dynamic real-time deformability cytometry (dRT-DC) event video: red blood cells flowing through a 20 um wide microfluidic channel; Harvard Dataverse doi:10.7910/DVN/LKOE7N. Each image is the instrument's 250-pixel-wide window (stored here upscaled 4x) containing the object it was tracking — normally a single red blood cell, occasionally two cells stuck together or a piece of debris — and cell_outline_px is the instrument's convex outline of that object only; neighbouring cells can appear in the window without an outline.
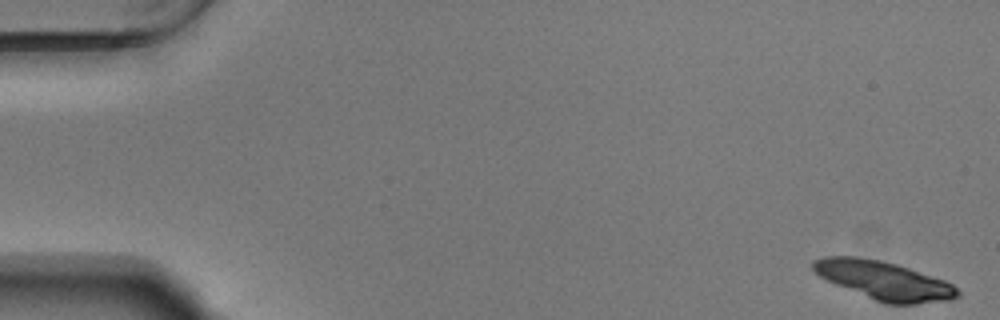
{"species": "Egyptian fruit bat (a non-hibernating species)", "species_latin": "Rousettus aegyptiacus", "temperature_condition": "warm", "stored_images_in_passage": 55, "segment_of_instrument_passage": [1, 2], "camera_frame_rate_fps": 3000, "um_per_image_px": 0.085, "animal": {"sex": "male"}, "frame": {"image": 1, "passage_image": 1, "time_ms": 0.0, "image_size_px": [1000, 320], "cell_outline_px": [[960, 296], [948, 300], [916, 304], [884, 304], [836, 284], [820, 276], [812, 268], [812, 260], [824, 256], [856, 256], [880, 260], [896, 264], [944, 280], [952, 284], [960, 292]], "centroid_in_image_um": [75.13, 23.84], "position_along_channel_um": 9.9, "area_um2": 32.14}}